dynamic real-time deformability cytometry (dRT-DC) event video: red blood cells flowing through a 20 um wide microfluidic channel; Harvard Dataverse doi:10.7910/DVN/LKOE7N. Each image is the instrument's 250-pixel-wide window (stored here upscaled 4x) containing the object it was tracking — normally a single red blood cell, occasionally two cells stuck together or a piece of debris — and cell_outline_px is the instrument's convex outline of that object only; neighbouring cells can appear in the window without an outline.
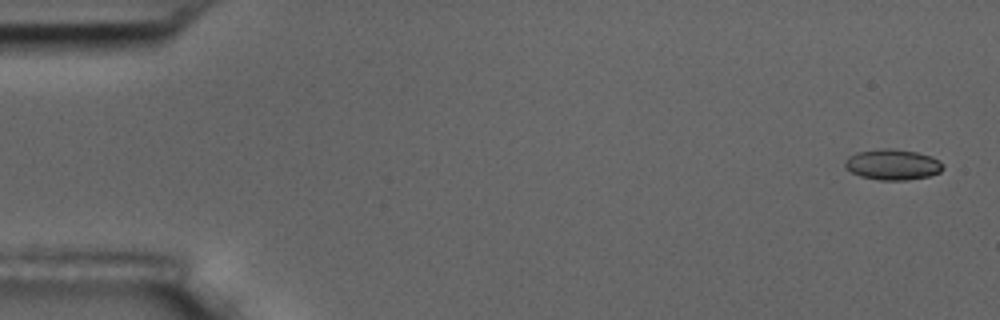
{"species": "common noctule bat (a hibernating species)", "species_latin": "Nyctalus noctula", "temperature_condition": "room temperature", "stored_images_in_passage": 6, "camera_frame_rate_fps": 3000, "um_per_image_px": 0.085, "animal": {"sex": "male", "body_mass_g": 17.5, "forearm_length_mm": 52.3}, "frame": {"image": 1, "passage_image": 1, "time_ms": 0.0, "image_size_px": [1000, 320], "cell_outline_px": [[944, 168], [940, 172], [928, 176], [908, 180], [880, 180], [860, 176], [852, 172], [844, 164], [844, 160], [848, 156], [856, 152], [884, 148], [888, 148], [916, 152], [932, 156], [940, 160]], "centroid_in_image_um": [75.88, 13.98], "position_along_channel_um": 9.1, "area_um2": 17.51}}
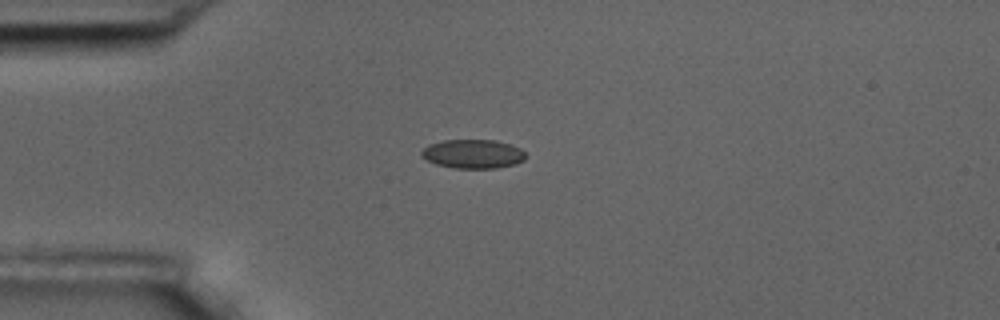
{"frame": {"image": 2, "passage_image": 5, "time_ms": 4.333, "image_size_px": [1000, 320], "cell_outline_px": [[524, 160], [516, 164], [496, 168], [452, 168], [436, 164], [420, 156], [420, 152], [428, 144], [444, 140], [496, 140], [512, 144], [520, 148], [524, 152]], "centroid_in_image_um": [40.19, 13.08], "position_along_channel_um": 44.8, "area_um2": 17.69}}